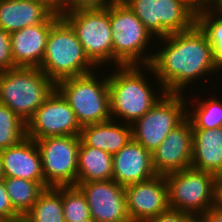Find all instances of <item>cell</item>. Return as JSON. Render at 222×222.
<instances>
[{
	"mask_svg": "<svg viewBox=\"0 0 222 222\" xmlns=\"http://www.w3.org/2000/svg\"><path fill=\"white\" fill-rule=\"evenodd\" d=\"M159 40L165 41L166 46L154 53L145 68L154 73L162 92L183 94L181 91L189 82L219 71L213 61L211 44L197 24Z\"/></svg>",
	"mask_w": 222,
	"mask_h": 222,
	"instance_id": "1",
	"label": "cell"
},
{
	"mask_svg": "<svg viewBox=\"0 0 222 222\" xmlns=\"http://www.w3.org/2000/svg\"><path fill=\"white\" fill-rule=\"evenodd\" d=\"M144 67L117 66L118 70L108 76L110 113L113 120L114 117L122 118L124 123L131 125L166 94L163 92L160 97L151 90V85L141 71L145 69Z\"/></svg>",
	"mask_w": 222,
	"mask_h": 222,
	"instance_id": "2",
	"label": "cell"
},
{
	"mask_svg": "<svg viewBox=\"0 0 222 222\" xmlns=\"http://www.w3.org/2000/svg\"><path fill=\"white\" fill-rule=\"evenodd\" d=\"M97 68L85 55L71 25L61 16L50 28L41 71L55 84L92 73Z\"/></svg>",
	"mask_w": 222,
	"mask_h": 222,
	"instance_id": "3",
	"label": "cell"
},
{
	"mask_svg": "<svg viewBox=\"0 0 222 222\" xmlns=\"http://www.w3.org/2000/svg\"><path fill=\"white\" fill-rule=\"evenodd\" d=\"M55 88L56 84L40 68L14 67L0 72V103L25 123Z\"/></svg>",
	"mask_w": 222,
	"mask_h": 222,
	"instance_id": "4",
	"label": "cell"
},
{
	"mask_svg": "<svg viewBox=\"0 0 222 222\" xmlns=\"http://www.w3.org/2000/svg\"><path fill=\"white\" fill-rule=\"evenodd\" d=\"M110 26L114 67L150 65L154 54H144L152 35L123 0L110 4Z\"/></svg>",
	"mask_w": 222,
	"mask_h": 222,
	"instance_id": "5",
	"label": "cell"
},
{
	"mask_svg": "<svg viewBox=\"0 0 222 222\" xmlns=\"http://www.w3.org/2000/svg\"><path fill=\"white\" fill-rule=\"evenodd\" d=\"M94 73L67 78L56 84L81 127L112 119L108 77L100 81Z\"/></svg>",
	"mask_w": 222,
	"mask_h": 222,
	"instance_id": "6",
	"label": "cell"
},
{
	"mask_svg": "<svg viewBox=\"0 0 222 222\" xmlns=\"http://www.w3.org/2000/svg\"><path fill=\"white\" fill-rule=\"evenodd\" d=\"M216 178L192 167L166 174L169 208L198 217L214 207Z\"/></svg>",
	"mask_w": 222,
	"mask_h": 222,
	"instance_id": "7",
	"label": "cell"
},
{
	"mask_svg": "<svg viewBox=\"0 0 222 222\" xmlns=\"http://www.w3.org/2000/svg\"><path fill=\"white\" fill-rule=\"evenodd\" d=\"M159 39L186 31L196 24V11L184 0H123Z\"/></svg>",
	"mask_w": 222,
	"mask_h": 222,
	"instance_id": "8",
	"label": "cell"
},
{
	"mask_svg": "<svg viewBox=\"0 0 222 222\" xmlns=\"http://www.w3.org/2000/svg\"><path fill=\"white\" fill-rule=\"evenodd\" d=\"M74 29L85 55L95 66L113 62L110 5L104 9L59 13Z\"/></svg>",
	"mask_w": 222,
	"mask_h": 222,
	"instance_id": "9",
	"label": "cell"
},
{
	"mask_svg": "<svg viewBox=\"0 0 222 222\" xmlns=\"http://www.w3.org/2000/svg\"><path fill=\"white\" fill-rule=\"evenodd\" d=\"M183 94H165L132 126V137L151 154L159 147L171 130L187 118ZM185 108V109H184Z\"/></svg>",
	"mask_w": 222,
	"mask_h": 222,
	"instance_id": "10",
	"label": "cell"
},
{
	"mask_svg": "<svg viewBox=\"0 0 222 222\" xmlns=\"http://www.w3.org/2000/svg\"><path fill=\"white\" fill-rule=\"evenodd\" d=\"M35 142L41 154L45 188L76 186L80 135L49 136Z\"/></svg>",
	"mask_w": 222,
	"mask_h": 222,
	"instance_id": "11",
	"label": "cell"
},
{
	"mask_svg": "<svg viewBox=\"0 0 222 222\" xmlns=\"http://www.w3.org/2000/svg\"><path fill=\"white\" fill-rule=\"evenodd\" d=\"M82 127L62 93L55 90L26 123V136L38 140L49 136L80 135Z\"/></svg>",
	"mask_w": 222,
	"mask_h": 222,
	"instance_id": "12",
	"label": "cell"
},
{
	"mask_svg": "<svg viewBox=\"0 0 222 222\" xmlns=\"http://www.w3.org/2000/svg\"><path fill=\"white\" fill-rule=\"evenodd\" d=\"M85 195L94 222H131L125 188L114 180L77 182Z\"/></svg>",
	"mask_w": 222,
	"mask_h": 222,
	"instance_id": "13",
	"label": "cell"
},
{
	"mask_svg": "<svg viewBox=\"0 0 222 222\" xmlns=\"http://www.w3.org/2000/svg\"><path fill=\"white\" fill-rule=\"evenodd\" d=\"M124 188L131 222H147L169 209L165 175H155Z\"/></svg>",
	"mask_w": 222,
	"mask_h": 222,
	"instance_id": "14",
	"label": "cell"
},
{
	"mask_svg": "<svg viewBox=\"0 0 222 222\" xmlns=\"http://www.w3.org/2000/svg\"><path fill=\"white\" fill-rule=\"evenodd\" d=\"M193 152L192 123L186 118L167 135L152 153V164L157 175H166L191 167Z\"/></svg>",
	"mask_w": 222,
	"mask_h": 222,
	"instance_id": "15",
	"label": "cell"
},
{
	"mask_svg": "<svg viewBox=\"0 0 222 222\" xmlns=\"http://www.w3.org/2000/svg\"><path fill=\"white\" fill-rule=\"evenodd\" d=\"M61 17L54 12L45 22L24 27L10 34L15 67L40 68L51 26Z\"/></svg>",
	"mask_w": 222,
	"mask_h": 222,
	"instance_id": "16",
	"label": "cell"
},
{
	"mask_svg": "<svg viewBox=\"0 0 222 222\" xmlns=\"http://www.w3.org/2000/svg\"><path fill=\"white\" fill-rule=\"evenodd\" d=\"M5 177L22 178L39 183L45 189L42 159L35 140L25 137L0 151Z\"/></svg>",
	"mask_w": 222,
	"mask_h": 222,
	"instance_id": "17",
	"label": "cell"
},
{
	"mask_svg": "<svg viewBox=\"0 0 222 222\" xmlns=\"http://www.w3.org/2000/svg\"><path fill=\"white\" fill-rule=\"evenodd\" d=\"M155 175L152 154L133 138L113 155L112 180L123 187Z\"/></svg>",
	"mask_w": 222,
	"mask_h": 222,
	"instance_id": "18",
	"label": "cell"
},
{
	"mask_svg": "<svg viewBox=\"0 0 222 222\" xmlns=\"http://www.w3.org/2000/svg\"><path fill=\"white\" fill-rule=\"evenodd\" d=\"M54 13L40 0H1L0 28L8 33L45 22Z\"/></svg>",
	"mask_w": 222,
	"mask_h": 222,
	"instance_id": "19",
	"label": "cell"
},
{
	"mask_svg": "<svg viewBox=\"0 0 222 222\" xmlns=\"http://www.w3.org/2000/svg\"><path fill=\"white\" fill-rule=\"evenodd\" d=\"M193 152L191 167L222 175V127L214 129H192Z\"/></svg>",
	"mask_w": 222,
	"mask_h": 222,
	"instance_id": "20",
	"label": "cell"
},
{
	"mask_svg": "<svg viewBox=\"0 0 222 222\" xmlns=\"http://www.w3.org/2000/svg\"><path fill=\"white\" fill-rule=\"evenodd\" d=\"M115 123L111 119L102 123L83 126L80 133L81 141L86 145L104 150L112 155L123 148L132 137V126ZM122 124V125H121Z\"/></svg>",
	"mask_w": 222,
	"mask_h": 222,
	"instance_id": "21",
	"label": "cell"
},
{
	"mask_svg": "<svg viewBox=\"0 0 222 222\" xmlns=\"http://www.w3.org/2000/svg\"><path fill=\"white\" fill-rule=\"evenodd\" d=\"M113 155L86 146L82 141L78 149L77 182L105 181L112 179Z\"/></svg>",
	"mask_w": 222,
	"mask_h": 222,
	"instance_id": "22",
	"label": "cell"
},
{
	"mask_svg": "<svg viewBox=\"0 0 222 222\" xmlns=\"http://www.w3.org/2000/svg\"><path fill=\"white\" fill-rule=\"evenodd\" d=\"M23 222H65L62 186L45 188L33 207L22 217Z\"/></svg>",
	"mask_w": 222,
	"mask_h": 222,
	"instance_id": "23",
	"label": "cell"
},
{
	"mask_svg": "<svg viewBox=\"0 0 222 222\" xmlns=\"http://www.w3.org/2000/svg\"><path fill=\"white\" fill-rule=\"evenodd\" d=\"M3 180L11 205L21 217L33 207L44 190L39 183L27 179L5 177Z\"/></svg>",
	"mask_w": 222,
	"mask_h": 222,
	"instance_id": "24",
	"label": "cell"
},
{
	"mask_svg": "<svg viewBox=\"0 0 222 222\" xmlns=\"http://www.w3.org/2000/svg\"><path fill=\"white\" fill-rule=\"evenodd\" d=\"M196 24L211 44L215 66L222 70V14L211 13L201 8L196 12Z\"/></svg>",
	"mask_w": 222,
	"mask_h": 222,
	"instance_id": "25",
	"label": "cell"
},
{
	"mask_svg": "<svg viewBox=\"0 0 222 222\" xmlns=\"http://www.w3.org/2000/svg\"><path fill=\"white\" fill-rule=\"evenodd\" d=\"M193 108L192 114L187 110V118L192 123V129H214L222 127V100L211 98L201 100Z\"/></svg>",
	"mask_w": 222,
	"mask_h": 222,
	"instance_id": "26",
	"label": "cell"
},
{
	"mask_svg": "<svg viewBox=\"0 0 222 222\" xmlns=\"http://www.w3.org/2000/svg\"><path fill=\"white\" fill-rule=\"evenodd\" d=\"M26 137V123L7 105L0 103V151Z\"/></svg>",
	"mask_w": 222,
	"mask_h": 222,
	"instance_id": "27",
	"label": "cell"
},
{
	"mask_svg": "<svg viewBox=\"0 0 222 222\" xmlns=\"http://www.w3.org/2000/svg\"><path fill=\"white\" fill-rule=\"evenodd\" d=\"M62 205L65 222L91 219L86 197L77 186H62Z\"/></svg>",
	"mask_w": 222,
	"mask_h": 222,
	"instance_id": "28",
	"label": "cell"
},
{
	"mask_svg": "<svg viewBox=\"0 0 222 222\" xmlns=\"http://www.w3.org/2000/svg\"><path fill=\"white\" fill-rule=\"evenodd\" d=\"M14 67L10 33L0 28V72L10 70Z\"/></svg>",
	"mask_w": 222,
	"mask_h": 222,
	"instance_id": "29",
	"label": "cell"
},
{
	"mask_svg": "<svg viewBox=\"0 0 222 222\" xmlns=\"http://www.w3.org/2000/svg\"><path fill=\"white\" fill-rule=\"evenodd\" d=\"M115 0H67L66 7L60 13L77 10L104 9Z\"/></svg>",
	"mask_w": 222,
	"mask_h": 222,
	"instance_id": "30",
	"label": "cell"
},
{
	"mask_svg": "<svg viewBox=\"0 0 222 222\" xmlns=\"http://www.w3.org/2000/svg\"><path fill=\"white\" fill-rule=\"evenodd\" d=\"M15 220H22V217L13 209L4 180H0V221Z\"/></svg>",
	"mask_w": 222,
	"mask_h": 222,
	"instance_id": "31",
	"label": "cell"
},
{
	"mask_svg": "<svg viewBox=\"0 0 222 222\" xmlns=\"http://www.w3.org/2000/svg\"><path fill=\"white\" fill-rule=\"evenodd\" d=\"M147 222H196V217L191 214L169 208Z\"/></svg>",
	"mask_w": 222,
	"mask_h": 222,
	"instance_id": "32",
	"label": "cell"
},
{
	"mask_svg": "<svg viewBox=\"0 0 222 222\" xmlns=\"http://www.w3.org/2000/svg\"><path fill=\"white\" fill-rule=\"evenodd\" d=\"M196 222H222V210L215 206L211 207L203 214L196 217Z\"/></svg>",
	"mask_w": 222,
	"mask_h": 222,
	"instance_id": "33",
	"label": "cell"
},
{
	"mask_svg": "<svg viewBox=\"0 0 222 222\" xmlns=\"http://www.w3.org/2000/svg\"><path fill=\"white\" fill-rule=\"evenodd\" d=\"M202 9L211 13L215 12V14H222V0H206L202 5Z\"/></svg>",
	"mask_w": 222,
	"mask_h": 222,
	"instance_id": "34",
	"label": "cell"
},
{
	"mask_svg": "<svg viewBox=\"0 0 222 222\" xmlns=\"http://www.w3.org/2000/svg\"><path fill=\"white\" fill-rule=\"evenodd\" d=\"M215 207L222 210V175L216 178Z\"/></svg>",
	"mask_w": 222,
	"mask_h": 222,
	"instance_id": "35",
	"label": "cell"
},
{
	"mask_svg": "<svg viewBox=\"0 0 222 222\" xmlns=\"http://www.w3.org/2000/svg\"><path fill=\"white\" fill-rule=\"evenodd\" d=\"M44 2L51 10L60 13L65 7L67 0H40Z\"/></svg>",
	"mask_w": 222,
	"mask_h": 222,
	"instance_id": "36",
	"label": "cell"
},
{
	"mask_svg": "<svg viewBox=\"0 0 222 222\" xmlns=\"http://www.w3.org/2000/svg\"><path fill=\"white\" fill-rule=\"evenodd\" d=\"M206 0H193V9L197 12L202 8L203 3Z\"/></svg>",
	"mask_w": 222,
	"mask_h": 222,
	"instance_id": "37",
	"label": "cell"
},
{
	"mask_svg": "<svg viewBox=\"0 0 222 222\" xmlns=\"http://www.w3.org/2000/svg\"><path fill=\"white\" fill-rule=\"evenodd\" d=\"M5 178L4 173H3V165H2V158L0 155V180H3Z\"/></svg>",
	"mask_w": 222,
	"mask_h": 222,
	"instance_id": "38",
	"label": "cell"
},
{
	"mask_svg": "<svg viewBox=\"0 0 222 222\" xmlns=\"http://www.w3.org/2000/svg\"><path fill=\"white\" fill-rule=\"evenodd\" d=\"M193 8V0H184Z\"/></svg>",
	"mask_w": 222,
	"mask_h": 222,
	"instance_id": "39",
	"label": "cell"
},
{
	"mask_svg": "<svg viewBox=\"0 0 222 222\" xmlns=\"http://www.w3.org/2000/svg\"><path fill=\"white\" fill-rule=\"evenodd\" d=\"M0 222H23L22 220H15V221H0Z\"/></svg>",
	"mask_w": 222,
	"mask_h": 222,
	"instance_id": "40",
	"label": "cell"
},
{
	"mask_svg": "<svg viewBox=\"0 0 222 222\" xmlns=\"http://www.w3.org/2000/svg\"><path fill=\"white\" fill-rule=\"evenodd\" d=\"M78 222H94L92 219L85 220V221H78Z\"/></svg>",
	"mask_w": 222,
	"mask_h": 222,
	"instance_id": "41",
	"label": "cell"
}]
</instances>
